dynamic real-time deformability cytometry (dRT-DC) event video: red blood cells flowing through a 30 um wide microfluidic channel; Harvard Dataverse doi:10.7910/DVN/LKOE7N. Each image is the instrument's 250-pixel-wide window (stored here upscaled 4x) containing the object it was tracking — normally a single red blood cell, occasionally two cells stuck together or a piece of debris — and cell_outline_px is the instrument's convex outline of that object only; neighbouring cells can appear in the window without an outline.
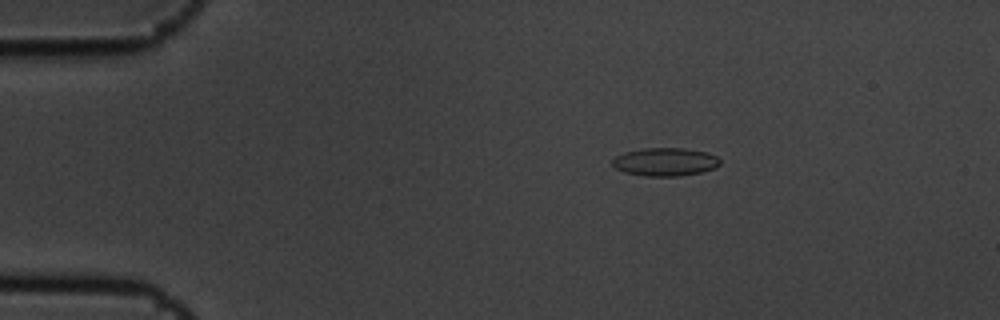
{"species": "common noctule bat (a hibernating species)", "species_latin": "Nyctalus noctula", "temperature_condition": "cold", "stored_images_in_passage": 4, "camera_frame_rate_fps": 3000, "um_per_image_px": 0.085, "animal": {"sex": "male", "body_mass_g": 19.5, "forearm_length_mm": 54.6}, "frame": {"image": 1, "passage_image": 2, "time_ms": 0.333, "image_size_px": [1000, 320], "cell_outline_px": [[720, 164], [716, 168], [700, 172], [680, 176], [644, 176], [624, 172], [616, 168], [612, 164], [612, 160], [616, 156], [624, 152], [644, 148], [684, 148], [708, 152], [716, 156], [720, 160]], "centroid_in_image_um": [56.55, 13.76], "position_along_channel_um": 28.5, "area_um2": 17.74}}
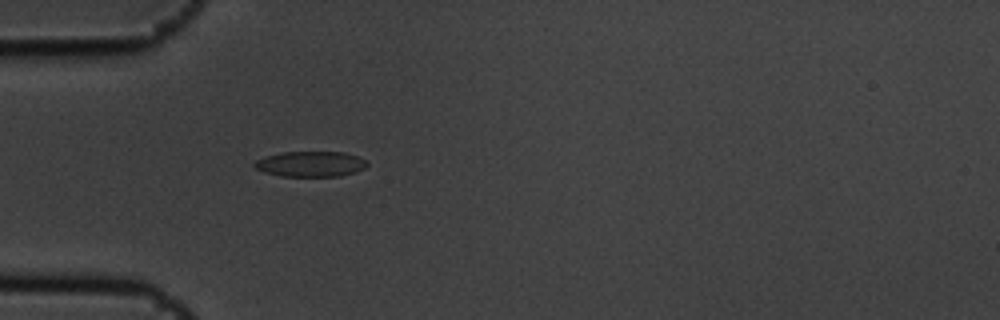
{"frame": {"image": 2, "passage_image": 4, "time_ms": 1.0, "image_size_px": [1000, 320], "cell_outline_px": [[368, 164], [364, 168], [356, 172], [340, 176], [280, 176], [264, 172], [256, 168], [252, 164], [256, 160], [264, 156], [284, 152], [344, 152], [356, 156], [364, 160]], "centroid_in_image_um": [26.37, 13.94], "position_along_channel_um": 58.6, "area_um2": 16.65}}